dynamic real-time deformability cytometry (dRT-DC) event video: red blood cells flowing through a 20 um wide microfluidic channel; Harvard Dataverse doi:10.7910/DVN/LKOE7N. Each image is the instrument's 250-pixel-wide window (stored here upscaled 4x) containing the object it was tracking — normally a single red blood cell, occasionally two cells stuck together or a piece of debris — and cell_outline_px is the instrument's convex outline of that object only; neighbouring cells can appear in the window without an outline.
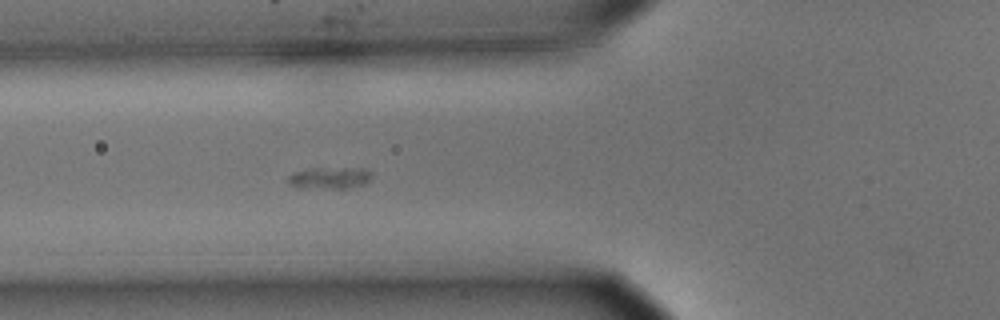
{"species": "common noctule bat (a hibernating species)", "species_latin": "Nyctalus noctula", "temperature_condition": "cold", "stored_images_in_passage": 50, "camera_frame_rate_fps": 3000, "um_per_image_px": 0.085, "animal": {"sex": "male", "body_mass_g": 15.6}, "frame": {"image": 1, "passage_image": 23, "time_ms": 7.333, "image_size_px": [1000, 320], "cell_outline_px": [[372, 172], [368, 180], [364, 184], [348, 188], [296, 188], [288, 184], [288, 176], [296, 172], [316, 168], [364, 168]], "centroid_in_image_um": [28.0, 15.13], "position_along_channel_um": 97.8, "area_um2": 10.52}}
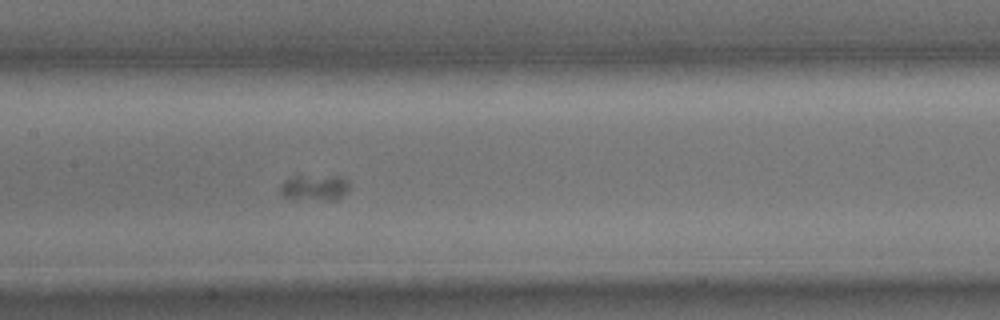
{"frame": {"image": 2, "passage_image": 30, "time_ms": 9.667, "image_size_px": [1000, 320], "cell_outline_px": [[348, 188], [336, 200], [292, 200], [284, 196], [280, 192], [280, 184], [292, 176], [340, 176], [348, 180]], "centroid_in_image_um": [26.69, 15.96], "position_along_channel_um": 180.7, "area_um2": 10.52}}
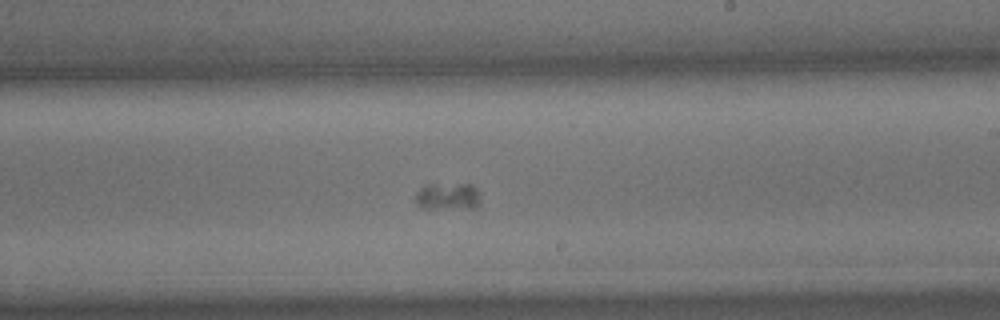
{"frame": {"image": 3, "passage_image": 36, "time_ms": 11.667, "image_size_px": [1000, 320], "cell_outline_px": [[480, 204], [476, 208], [424, 208], [416, 204], [416, 192], [424, 184], [472, 184], [476, 188]], "centroid_in_image_um": [38.05, 16.68], "position_along_channel_um": 251.0, "area_um2": 10.29}}